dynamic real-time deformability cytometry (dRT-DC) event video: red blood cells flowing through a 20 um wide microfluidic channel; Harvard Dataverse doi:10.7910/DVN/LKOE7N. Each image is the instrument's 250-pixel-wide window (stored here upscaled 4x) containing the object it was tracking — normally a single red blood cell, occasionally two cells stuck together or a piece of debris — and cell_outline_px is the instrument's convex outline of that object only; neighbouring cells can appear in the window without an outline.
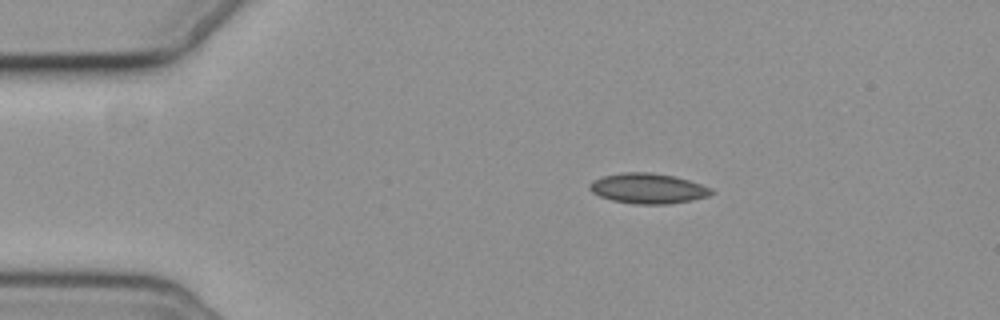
{"species": "common noctule bat (a hibernating species)", "species_latin": "Nyctalus noctula", "temperature_condition": "cold", "stored_images_in_passage": 4, "camera_frame_rate_fps": 3000, "um_per_image_px": 0.085, "animal": {"sex": "female", "body_mass_g": 19.3, "forearm_length_mm": 54.1}, "frame": {"image": 1, "passage_image": 1, "time_ms": 0.0, "image_size_px": [1000, 320], "cell_outline_px": [[716, 192], [708, 196], [692, 200], [668, 204], [636, 204], [612, 200], [600, 196], [592, 192], [588, 188], [588, 184], [592, 180], [604, 176], [620, 172], [652, 172], [676, 176], [712, 188]], "centroid_in_image_um": [55.08, 16.01], "position_along_channel_um": 29.9, "area_um2": 21.62}}
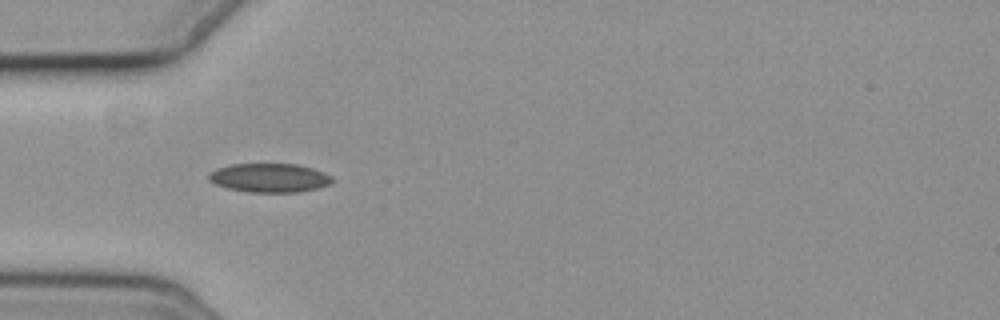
{"frame": {"image": 2, "passage_image": 3, "time_ms": 2.333, "image_size_px": [1000, 320], "cell_outline_px": [[336, 180], [332, 184], [300, 192], [248, 192], [228, 188], [216, 184], [208, 180], [208, 176], [216, 168], [232, 164], [296, 164], [312, 168], [324, 172], [332, 176]], "centroid_in_image_um": [22.95, 15.12], "position_along_channel_um": 62.1, "area_um2": 20.87}}
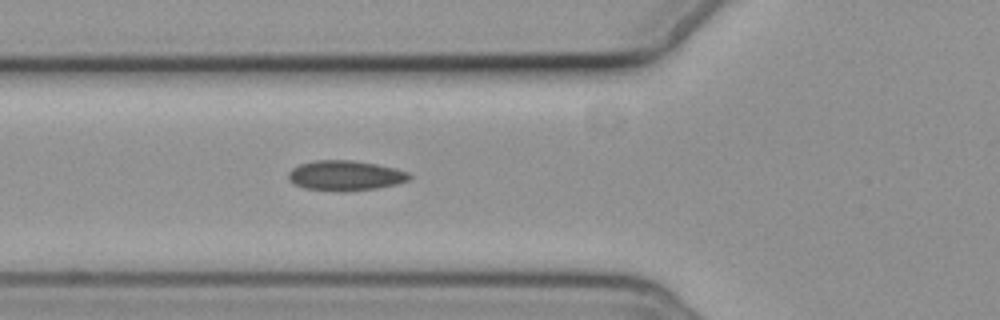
{"frame": {"image": 3, "passage_image": 4, "time_ms": 3.333, "image_size_px": [1000, 320], "cell_outline_px": [[412, 176], [408, 180], [396, 184], [376, 188], [304, 188], [292, 184], [288, 180], [288, 172], [292, 168], [300, 164], [316, 160], [352, 160], [376, 164], [396, 168], [408, 172]], "centroid_in_image_um": [29.34, 14.86], "position_along_channel_um": 96.5, "area_um2": 20.29}}